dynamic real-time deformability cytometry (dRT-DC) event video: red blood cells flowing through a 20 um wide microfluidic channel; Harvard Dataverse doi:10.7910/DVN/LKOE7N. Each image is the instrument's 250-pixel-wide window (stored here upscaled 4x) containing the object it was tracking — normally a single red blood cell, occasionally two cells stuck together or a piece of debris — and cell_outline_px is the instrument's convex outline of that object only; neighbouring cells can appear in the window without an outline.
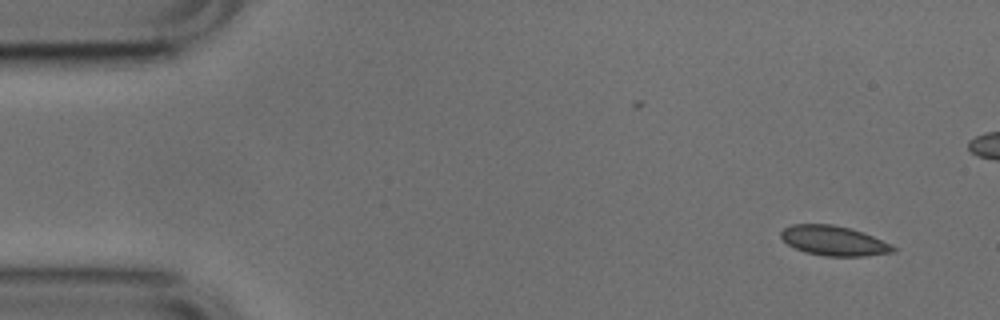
{"species": "common noctule bat (a hibernating species)", "species_latin": "Nyctalus noctula", "temperature_condition": "cold", "stored_images_in_passage": 50, "camera_frame_rate_fps": 3000, "um_per_image_px": 0.085, "animal": {"sex": "male", "body_mass_g": 17.9, "forearm_length_mm": 54.2}, "frame": {"image": 1, "passage_image": 1, "time_ms": 0.0, "image_size_px": [1000, 320], "cell_outline_px": [[896, 252], [864, 256], [824, 256], [804, 252], [788, 244], [780, 236], [780, 232], [784, 228], [792, 224], [832, 224], [864, 232], [892, 244], [896, 248]], "centroid_in_image_um": [70.9, 20.46], "position_along_channel_um": 14.1, "area_um2": 19.54}}
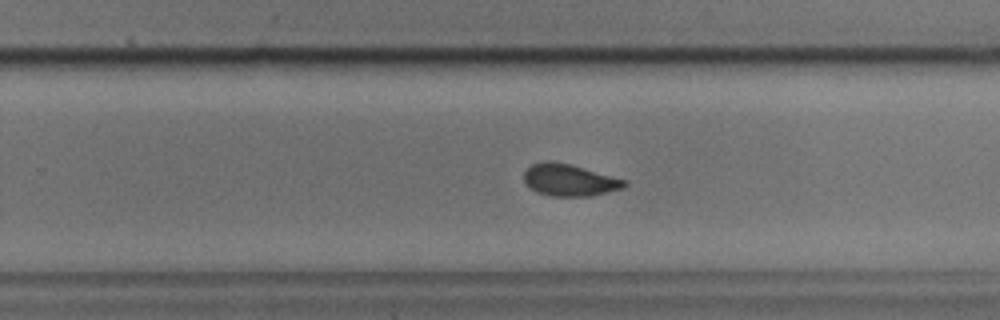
{"frame": {"image": 2, "passage_image": 30, "time_ms": 9.667, "image_size_px": [1000, 320], "cell_outline_px": [[628, 184], [620, 188], [592, 196], [552, 196], [536, 192], [524, 180], [524, 172], [532, 164], [544, 160], [552, 160], [572, 164], [628, 180]], "centroid_in_image_um": [48.41, 15.28], "position_along_channel_um": 281.4, "area_um2": 18.79}}
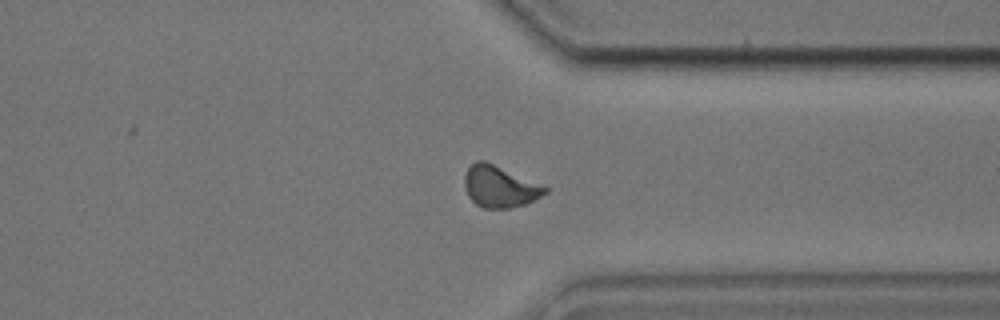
{"frame": {"image": 3, "passage_image": 37, "time_ms": 12.0, "image_size_px": [1000, 320], "cell_outline_px": [[548, 192], [524, 204], [508, 208], [484, 208], [476, 204], [468, 196], [464, 188], [464, 176], [468, 168], [476, 160], [484, 160], [548, 188]], "centroid_in_image_um": [42.42, 15.86], "position_along_channel_um": 369.0, "area_um2": 19.07}, "authors_computed_cell_mechanics": {"area_um2": 19.1607, "velocity_mm_per_s": 3.7984, "shape_relaxation_time_tau1_ms": null, "shape_relaxation_time_tau2_ms": 0.6475, "deformation_change_tau1": null, "deformation_change_tau2": 0.0204}}